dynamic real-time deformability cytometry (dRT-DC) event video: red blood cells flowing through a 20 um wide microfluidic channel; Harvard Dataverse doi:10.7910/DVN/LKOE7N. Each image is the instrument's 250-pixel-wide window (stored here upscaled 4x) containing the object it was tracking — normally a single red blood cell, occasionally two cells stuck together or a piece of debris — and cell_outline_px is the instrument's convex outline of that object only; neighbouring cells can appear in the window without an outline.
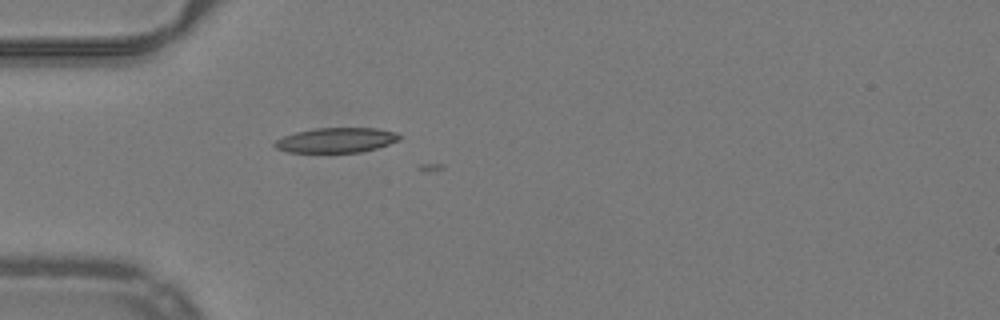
{"species": "common noctule bat (a hibernating species)", "species_latin": "Nyctalus noctula", "temperature_condition": "warm", "stored_images_in_passage": 4, "camera_frame_rate_fps": 3000, "um_per_image_px": 0.085, "animal": {"sex": "male", "body_mass_g": 19.2, "forearm_length_mm": 51.8}, "frame": {"image": 1, "passage_image": 2, "time_ms": 0.333, "image_size_px": [1000, 320], "cell_outline_px": [[400, 140], [376, 148], [360, 152], [288, 152], [276, 148], [272, 144], [276, 140], [284, 136], [296, 132], [316, 128], [376, 128], [400, 132]], "centroid_in_image_um": [28.61, 11.9], "position_along_channel_um": 56.4, "area_um2": 18.09}}